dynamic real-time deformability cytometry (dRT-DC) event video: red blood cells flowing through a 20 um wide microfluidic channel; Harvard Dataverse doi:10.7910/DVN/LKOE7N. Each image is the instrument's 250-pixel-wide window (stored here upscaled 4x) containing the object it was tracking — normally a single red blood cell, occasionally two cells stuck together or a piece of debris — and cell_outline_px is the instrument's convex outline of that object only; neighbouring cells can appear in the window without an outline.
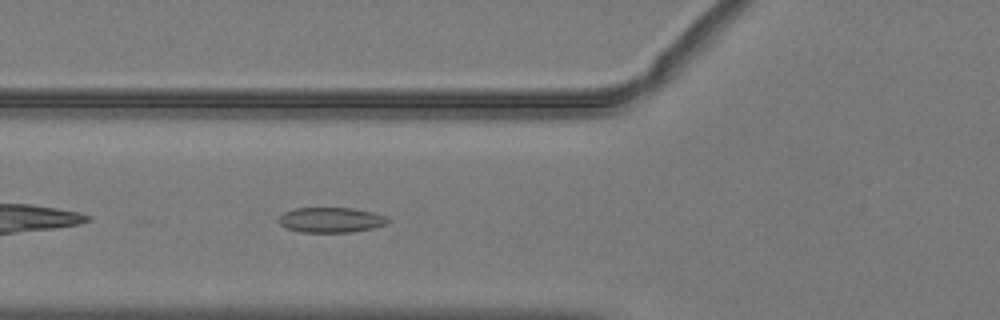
{"species": "common noctule bat (a hibernating species)", "species_latin": "Nyctalus noctula", "temperature_condition": "warm", "stored_images_in_passage": 17, "camera_frame_rate_fps": 3000, "um_per_image_px": 0.085, "animal": {"sex": "male", "body_mass_g": 19.2, "forearm_length_mm": 51.8}, "frame": {"image": 1, "passage_image": 5, "time_ms": 1.333, "image_size_px": [1000, 320], "cell_outline_px": [[388, 224], [372, 228], [352, 232], [300, 232], [284, 228], [280, 224], [280, 216], [284, 212], [296, 208], [352, 208], [372, 212], [384, 216], [388, 220]], "centroid_in_image_um": [28.11, 18.7], "position_along_channel_um": 97.7, "area_um2": 15.9}}
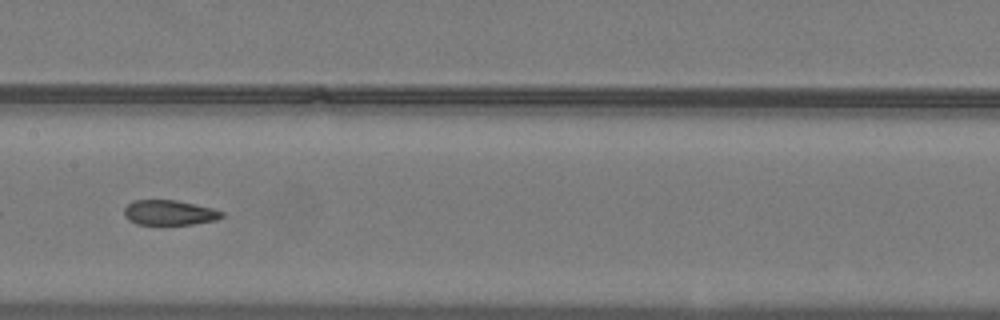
{"frame": {"image": 2, "passage_image": 12, "time_ms": 3.667, "image_size_px": [1000, 320], "cell_outline_px": [[224, 216], [216, 220], [192, 224], [136, 224], [128, 220], [124, 216], [124, 208], [132, 200], [176, 200], [216, 208], [224, 212]], "centroid_in_image_um": [14.42, 18.06], "position_along_channel_um": 193.0, "area_um2": 14.39}}
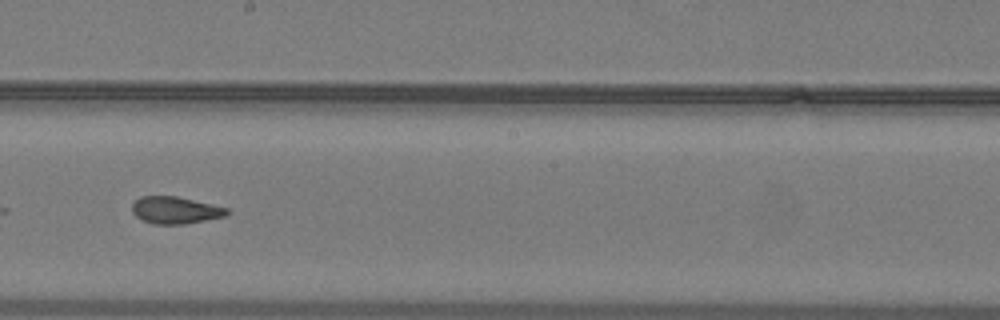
{"frame": {"image": 3, "passage_image": 15, "time_ms": 4.667, "image_size_px": [1000, 320], "cell_outline_px": [[228, 212], [224, 216], [184, 224], [156, 224], [140, 220], [132, 212], [132, 204], [140, 196], [176, 196], [228, 208]], "centroid_in_image_um": [14.85, 17.86], "position_along_channel_um": 233.4, "area_um2": 14.8}}